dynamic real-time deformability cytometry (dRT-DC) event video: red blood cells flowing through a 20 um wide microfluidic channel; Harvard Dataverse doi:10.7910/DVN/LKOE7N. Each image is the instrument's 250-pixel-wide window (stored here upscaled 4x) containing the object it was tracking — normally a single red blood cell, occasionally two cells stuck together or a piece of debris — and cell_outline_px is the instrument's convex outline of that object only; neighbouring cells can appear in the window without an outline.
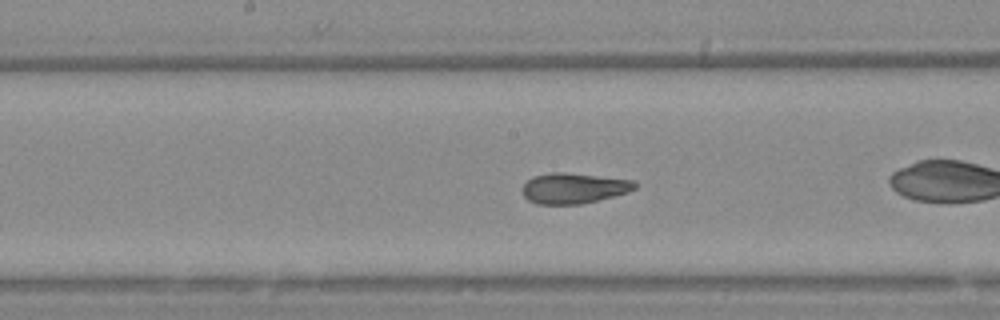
{"species": "Egyptian fruit bat (a non-hibernating species)", "species_latin": "Rousettus aegyptiacus", "temperature_condition": "warm", "stored_images_in_passage": 40, "camera_frame_rate_fps": 3000, "um_per_image_px": 0.085, "animal": {"sex": "female"}, "frame": {"image": 1, "passage_image": 12, "time_ms": 3.667, "image_size_px": [1000, 320], "cell_outline_px": [[636, 188], [628, 192], [580, 204], [536, 204], [528, 200], [524, 196], [524, 184], [532, 176], [552, 172], [564, 172], [632, 180], [636, 184]], "centroid_in_image_um": [48.74, 15.99], "position_along_channel_um": 199.5, "area_um2": 19.71}, "authors_computed_cell_mechanics": {"area_um2": 19.941, "velocity_mm_per_s": 3.6598, "shape_relaxation_time_tau1_ms": 5.4689, "shape_relaxation_time_tau2_ms": 1.2287, "deformation_change_tau1": 0.1955, "deformation_change_tau2": 0.0674}}